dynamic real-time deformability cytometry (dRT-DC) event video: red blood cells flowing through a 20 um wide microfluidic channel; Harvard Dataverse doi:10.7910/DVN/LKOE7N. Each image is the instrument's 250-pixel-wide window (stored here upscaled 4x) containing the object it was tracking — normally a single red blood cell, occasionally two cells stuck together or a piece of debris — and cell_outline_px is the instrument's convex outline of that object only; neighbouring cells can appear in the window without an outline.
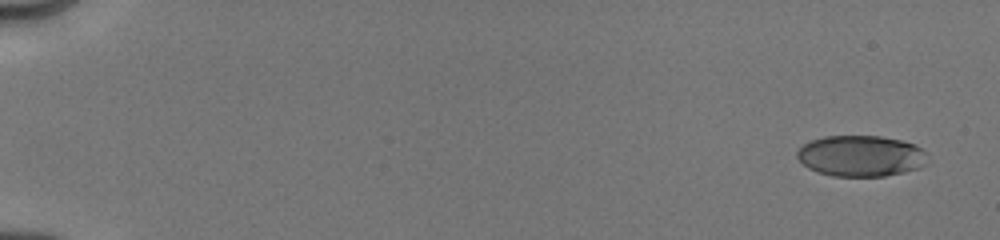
{"species": "human", "species_latin": "Homo sapiens", "temperature_condition": "cold", "stored_images_in_passage": 15, "camera_frame_rate_fps": 3000, "um_per_image_px": 0.085, "donor": {"sex": "male"}, "frame": {"image": 1, "passage_image": 1, "time_ms": 0.0, "image_size_px": [1000, 240], "cell_outline_px": [[928, 164], [920, 168], [904, 172], [884, 176], [832, 176], [808, 168], [796, 156], [796, 152], [804, 144], [812, 140], [824, 136], [880, 136], [900, 140], [912, 144], [920, 148], [924, 152]], "centroid_in_image_um": [73.18, 13.26], "position_along_channel_um": 11.8, "area_um2": 31.04}}
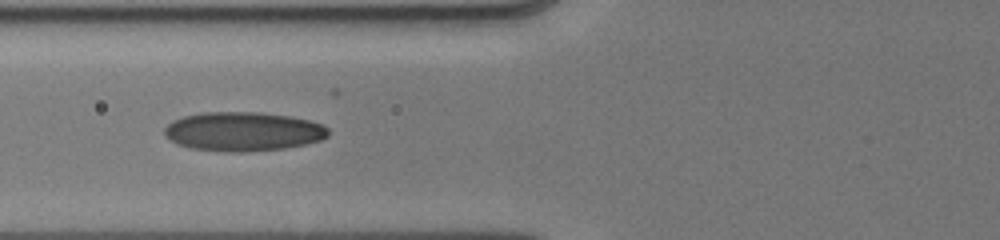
{"frame": {"image": 2, "passage_image": 9, "time_ms": 6.667, "image_size_px": [1000, 240], "cell_outline_px": [[328, 136], [320, 140], [304, 144], [284, 148], [252, 152], [224, 152], [188, 148], [176, 144], [168, 140], [164, 136], [164, 128], [172, 120], [184, 116], [204, 112], [260, 112], [288, 116], [308, 120], [320, 124], [328, 128]], "centroid_in_image_um": [20.6, 11.19], "position_along_channel_um": 105.2, "area_um2": 37.63}}
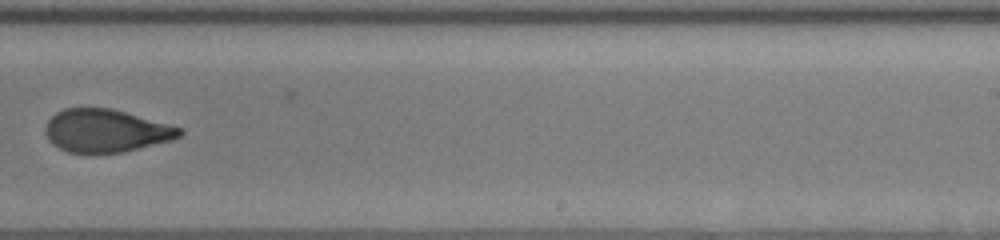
{"frame": {"image": 3, "passage_image": 15, "time_ms": 11.0, "image_size_px": [1000, 240], "cell_outline_px": [[184, 132], [180, 136], [172, 140], [124, 152], [96, 156], [92, 156], [68, 152], [52, 144], [48, 140], [44, 132], [44, 128], [48, 120], [56, 112], [64, 108], [112, 108], [184, 128]], "centroid_in_image_um": [8.99, 11.15], "position_along_channel_um": 280.0, "area_um2": 34.51}}